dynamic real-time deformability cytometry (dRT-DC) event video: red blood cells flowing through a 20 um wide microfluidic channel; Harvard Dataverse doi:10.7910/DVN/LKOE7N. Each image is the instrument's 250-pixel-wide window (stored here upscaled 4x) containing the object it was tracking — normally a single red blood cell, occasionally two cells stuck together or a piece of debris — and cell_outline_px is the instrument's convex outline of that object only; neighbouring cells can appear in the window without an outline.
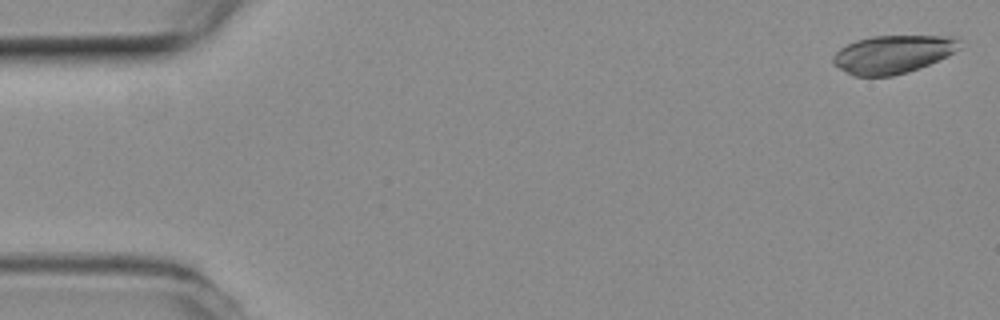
{"species": "common noctule bat (a hibernating species)", "species_latin": "Nyctalus noctula", "temperature_condition": "room temperature", "stored_images_in_passage": 53, "camera_frame_rate_fps": 3000, "um_per_image_px": 0.085, "animal": {"sex": "female", "body_mass_g": 19.3, "forearm_length_mm": 54.1}, "frame": {"image": 1, "passage_image": 1, "time_ms": 0.0, "image_size_px": [1000, 320], "cell_outline_px": [[960, 40], [956, 48], [952, 52], [928, 64], [908, 72], [892, 76], [852, 76], [832, 64], [832, 56], [840, 48], [856, 40], [872, 36], [948, 36]], "centroid_in_image_um": [75.78, 4.62], "position_along_channel_um": 9.2, "area_um2": 27.69}}
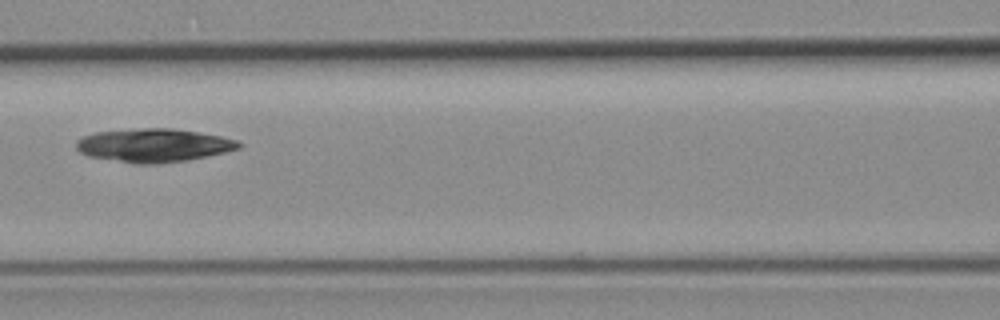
{"frame": {"image": 2, "passage_image": 23, "time_ms": 7.333, "image_size_px": [1000, 320], "cell_outline_px": [[244, 144], [240, 148], [208, 156], [160, 164], [136, 164], [88, 156], [80, 152], [76, 148], [76, 140], [84, 136], [96, 132], [140, 128], [172, 128], [200, 132], [240, 140]], "centroid_in_image_um": [13.09, 12.35], "position_along_channel_um": 153.5, "area_um2": 31.79}}
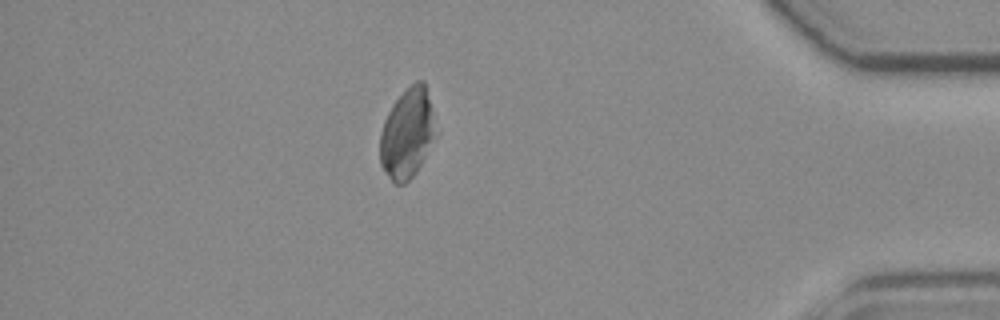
{"frame": {"image": 3, "passage_image": 46, "time_ms": 15.0, "image_size_px": [1000, 320], "cell_outline_px": [[432, 136], [424, 156], [416, 172], [404, 184], [396, 184], [388, 176], [380, 164], [380, 132], [384, 120], [392, 104], [416, 80], [424, 80], [428, 100], [432, 132]], "centroid_in_image_um": [34.51, 11.38], "position_along_channel_um": 400.7, "area_um2": 27.57}, "authors_computed_cell_mechanics": {"area_um2": 29.7092, "velocity_mm_per_s": 3.7996, "shape_relaxation_time_tau1_ms": null, "shape_relaxation_time_tau2_ms": 10.9204, "deformation_change_tau1": null, "deformation_change_tau2": 0.1198}}